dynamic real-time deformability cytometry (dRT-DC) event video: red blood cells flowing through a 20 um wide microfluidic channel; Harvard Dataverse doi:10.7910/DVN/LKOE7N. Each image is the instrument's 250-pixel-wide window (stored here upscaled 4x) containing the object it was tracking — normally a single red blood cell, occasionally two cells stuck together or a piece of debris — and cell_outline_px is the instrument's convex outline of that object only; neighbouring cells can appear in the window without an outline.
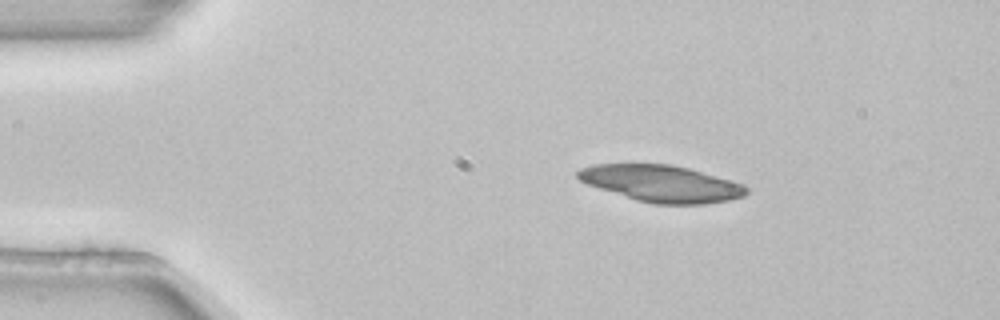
{"species": "common noctule bat (a hibernating species)", "species_latin": "Nyctalus noctula", "temperature_condition": "room temperature", "stored_images_in_passage": 2, "camera_frame_rate_fps": 3000, "um_per_image_px": 0.085, "animal": {"sex": "female", "body_mass_g": 22.7, "forearm_length_mm": 54.2}, "frame": {"image": 1, "passage_image": 1, "time_ms": 0.0, "image_size_px": [1000, 320], "cell_outline_px": [[748, 192], [744, 196], [728, 200], [704, 204], [652, 204], [636, 200], [588, 184], [580, 180], [576, 176], [576, 172], [580, 168], [596, 164], [672, 164], [688, 168], [744, 184], [748, 188]], "centroid_in_image_um": [56.23, 15.6], "position_along_channel_um": 28.8, "area_um2": 35.84}}